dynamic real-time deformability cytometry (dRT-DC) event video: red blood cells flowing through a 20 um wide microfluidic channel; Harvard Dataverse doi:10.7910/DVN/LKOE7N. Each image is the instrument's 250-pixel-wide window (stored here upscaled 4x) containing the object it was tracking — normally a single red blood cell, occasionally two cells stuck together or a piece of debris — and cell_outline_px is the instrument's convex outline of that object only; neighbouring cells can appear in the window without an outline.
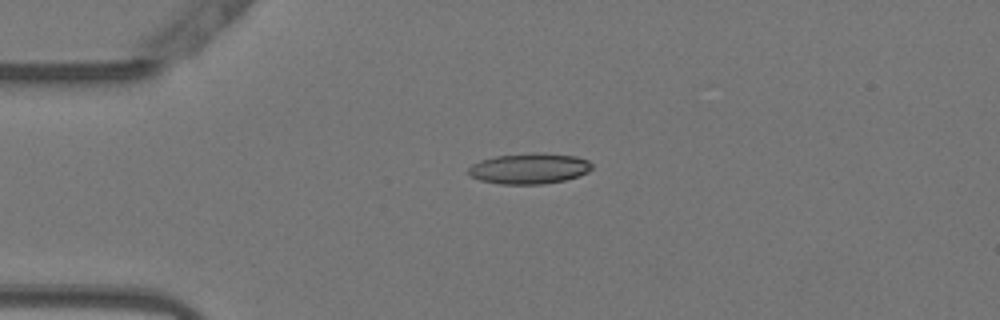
{"species": "Egyptian fruit bat (a non-hibernating species)", "species_latin": "Rousettus aegyptiacus", "temperature_condition": "warm", "stored_images_in_passage": 41, "camera_frame_rate_fps": 3000, "um_per_image_px": 0.085, "animal": {"sex": "female"}, "frame": {"image": 1, "passage_image": 1, "time_ms": 0.0, "image_size_px": [1000, 320], "cell_outline_px": [[592, 168], [588, 172], [564, 180], [544, 184], [500, 184], [480, 180], [472, 176], [468, 172], [468, 168], [472, 164], [480, 160], [496, 156], [540, 152], [544, 152], [576, 156], [588, 160], [592, 164]], "centroid_in_image_um": [45.0, 14.31], "position_along_channel_um": 40.0, "area_um2": 22.08}}
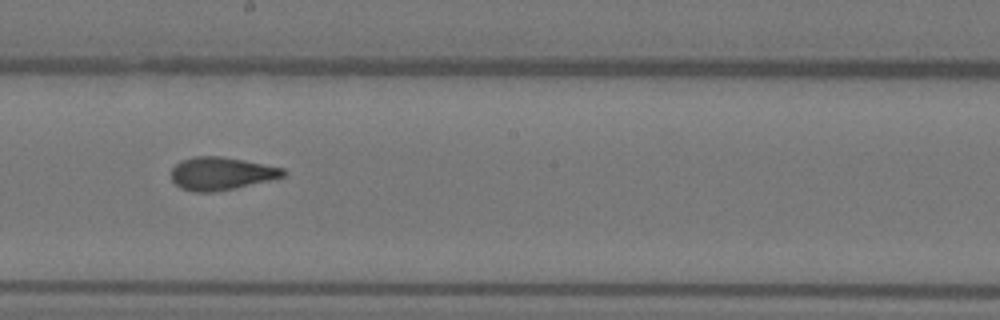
{"frame": {"image": 2, "passage_image": 18, "time_ms": 5.667, "image_size_px": [1000, 320], "cell_outline_px": [[288, 172], [284, 176], [236, 188], [216, 192], [196, 192], [180, 188], [172, 180], [172, 168], [180, 160], [192, 156], [220, 156], [244, 160], [284, 168]], "centroid_in_image_um": [18.79, 14.74], "position_along_channel_um": 229.4, "area_um2": 21.5}}
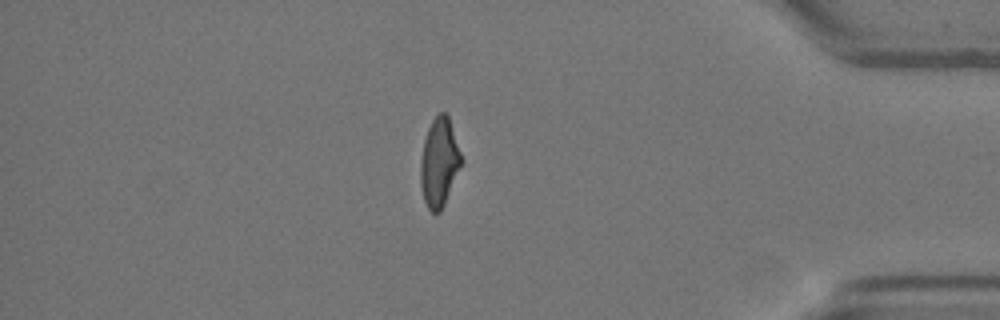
{"frame": {"image": 3, "passage_image": 34, "time_ms": 11.0, "image_size_px": [1000, 320], "cell_outline_px": [[464, 160], [444, 204], [440, 212], [432, 212], [428, 208], [424, 200], [420, 184], [420, 164], [424, 140], [428, 128], [432, 120], [440, 112], [444, 112], [448, 116]], "centroid_in_image_um": [37.34, 13.8], "position_along_channel_um": 397.9, "area_um2": 21.04}}